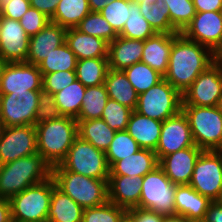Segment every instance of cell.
Returning <instances> with one entry per match:
<instances>
[{"label":"cell","instance_id":"cell-49","mask_svg":"<svg viewBox=\"0 0 222 222\" xmlns=\"http://www.w3.org/2000/svg\"><path fill=\"white\" fill-rule=\"evenodd\" d=\"M30 6L52 18L60 0H29Z\"/></svg>","mask_w":222,"mask_h":222},{"label":"cell","instance_id":"cell-51","mask_svg":"<svg viewBox=\"0 0 222 222\" xmlns=\"http://www.w3.org/2000/svg\"><path fill=\"white\" fill-rule=\"evenodd\" d=\"M203 222H222V204L212 201L208 206Z\"/></svg>","mask_w":222,"mask_h":222},{"label":"cell","instance_id":"cell-43","mask_svg":"<svg viewBox=\"0 0 222 222\" xmlns=\"http://www.w3.org/2000/svg\"><path fill=\"white\" fill-rule=\"evenodd\" d=\"M126 212V209L107 201L97 207L85 208L82 222H119Z\"/></svg>","mask_w":222,"mask_h":222},{"label":"cell","instance_id":"cell-58","mask_svg":"<svg viewBox=\"0 0 222 222\" xmlns=\"http://www.w3.org/2000/svg\"><path fill=\"white\" fill-rule=\"evenodd\" d=\"M5 128H6L5 124H4L3 121L0 119V140H1V137L3 136V133H4Z\"/></svg>","mask_w":222,"mask_h":222},{"label":"cell","instance_id":"cell-39","mask_svg":"<svg viewBox=\"0 0 222 222\" xmlns=\"http://www.w3.org/2000/svg\"><path fill=\"white\" fill-rule=\"evenodd\" d=\"M140 149L136 140L125 131H117L114 139L106 150V160L109 168L116 162L125 157L136 153Z\"/></svg>","mask_w":222,"mask_h":222},{"label":"cell","instance_id":"cell-27","mask_svg":"<svg viewBox=\"0 0 222 222\" xmlns=\"http://www.w3.org/2000/svg\"><path fill=\"white\" fill-rule=\"evenodd\" d=\"M109 99L135 110L138 93L122 70L109 69L104 81Z\"/></svg>","mask_w":222,"mask_h":222},{"label":"cell","instance_id":"cell-60","mask_svg":"<svg viewBox=\"0 0 222 222\" xmlns=\"http://www.w3.org/2000/svg\"><path fill=\"white\" fill-rule=\"evenodd\" d=\"M184 222H203V220H196V219H187V218H184Z\"/></svg>","mask_w":222,"mask_h":222},{"label":"cell","instance_id":"cell-53","mask_svg":"<svg viewBox=\"0 0 222 222\" xmlns=\"http://www.w3.org/2000/svg\"><path fill=\"white\" fill-rule=\"evenodd\" d=\"M111 1L114 0H88L91 12H99Z\"/></svg>","mask_w":222,"mask_h":222},{"label":"cell","instance_id":"cell-13","mask_svg":"<svg viewBox=\"0 0 222 222\" xmlns=\"http://www.w3.org/2000/svg\"><path fill=\"white\" fill-rule=\"evenodd\" d=\"M37 152L36 126H7L0 140V165Z\"/></svg>","mask_w":222,"mask_h":222},{"label":"cell","instance_id":"cell-3","mask_svg":"<svg viewBox=\"0 0 222 222\" xmlns=\"http://www.w3.org/2000/svg\"><path fill=\"white\" fill-rule=\"evenodd\" d=\"M52 167L39 153L0 165V198L10 199L51 177Z\"/></svg>","mask_w":222,"mask_h":222},{"label":"cell","instance_id":"cell-9","mask_svg":"<svg viewBox=\"0 0 222 222\" xmlns=\"http://www.w3.org/2000/svg\"><path fill=\"white\" fill-rule=\"evenodd\" d=\"M176 185L157 166L142 178L139 207L150 209L165 216L175 215Z\"/></svg>","mask_w":222,"mask_h":222},{"label":"cell","instance_id":"cell-18","mask_svg":"<svg viewBox=\"0 0 222 222\" xmlns=\"http://www.w3.org/2000/svg\"><path fill=\"white\" fill-rule=\"evenodd\" d=\"M203 150L196 145L170 153L159 160L158 166L175 185H189L196 160Z\"/></svg>","mask_w":222,"mask_h":222},{"label":"cell","instance_id":"cell-34","mask_svg":"<svg viewBox=\"0 0 222 222\" xmlns=\"http://www.w3.org/2000/svg\"><path fill=\"white\" fill-rule=\"evenodd\" d=\"M108 99L104 84L86 87L82 106L76 120L100 119Z\"/></svg>","mask_w":222,"mask_h":222},{"label":"cell","instance_id":"cell-8","mask_svg":"<svg viewBox=\"0 0 222 222\" xmlns=\"http://www.w3.org/2000/svg\"><path fill=\"white\" fill-rule=\"evenodd\" d=\"M182 110V94L164 78L138 95L135 111L149 118L165 121Z\"/></svg>","mask_w":222,"mask_h":222},{"label":"cell","instance_id":"cell-46","mask_svg":"<svg viewBox=\"0 0 222 222\" xmlns=\"http://www.w3.org/2000/svg\"><path fill=\"white\" fill-rule=\"evenodd\" d=\"M50 21V18L30 6L19 20V23L26 34L29 37H32L40 32Z\"/></svg>","mask_w":222,"mask_h":222},{"label":"cell","instance_id":"cell-17","mask_svg":"<svg viewBox=\"0 0 222 222\" xmlns=\"http://www.w3.org/2000/svg\"><path fill=\"white\" fill-rule=\"evenodd\" d=\"M30 37L19 21L0 16V56L7 62H26Z\"/></svg>","mask_w":222,"mask_h":222},{"label":"cell","instance_id":"cell-14","mask_svg":"<svg viewBox=\"0 0 222 222\" xmlns=\"http://www.w3.org/2000/svg\"><path fill=\"white\" fill-rule=\"evenodd\" d=\"M195 145L187 116L181 110L162 122L156 153L158 161L173 152Z\"/></svg>","mask_w":222,"mask_h":222},{"label":"cell","instance_id":"cell-1","mask_svg":"<svg viewBox=\"0 0 222 222\" xmlns=\"http://www.w3.org/2000/svg\"><path fill=\"white\" fill-rule=\"evenodd\" d=\"M214 63V53L207 47L173 33V43L164 79L181 94Z\"/></svg>","mask_w":222,"mask_h":222},{"label":"cell","instance_id":"cell-54","mask_svg":"<svg viewBox=\"0 0 222 222\" xmlns=\"http://www.w3.org/2000/svg\"><path fill=\"white\" fill-rule=\"evenodd\" d=\"M163 222H184V217L177 214L168 215V216H164Z\"/></svg>","mask_w":222,"mask_h":222},{"label":"cell","instance_id":"cell-32","mask_svg":"<svg viewBox=\"0 0 222 222\" xmlns=\"http://www.w3.org/2000/svg\"><path fill=\"white\" fill-rule=\"evenodd\" d=\"M109 70L108 58H91L77 61L75 74L85 87L104 84Z\"/></svg>","mask_w":222,"mask_h":222},{"label":"cell","instance_id":"cell-5","mask_svg":"<svg viewBox=\"0 0 222 222\" xmlns=\"http://www.w3.org/2000/svg\"><path fill=\"white\" fill-rule=\"evenodd\" d=\"M55 186L53 178L50 177L11 197L9 202L12 221L47 222L52 190Z\"/></svg>","mask_w":222,"mask_h":222},{"label":"cell","instance_id":"cell-33","mask_svg":"<svg viewBox=\"0 0 222 222\" xmlns=\"http://www.w3.org/2000/svg\"><path fill=\"white\" fill-rule=\"evenodd\" d=\"M86 87L79 81L75 80L58 93L54 94V100L62 116L77 118L82 106Z\"/></svg>","mask_w":222,"mask_h":222},{"label":"cell","instance_id":"cell-2","mask_svg":"<svg viewBox=\"0 0 222 222\" xmlns=\"http://www.w3.org/2000/svg\"><path fill=\"white\" fill-rule=\"evenodd\" d=\"M35 126L37 152L51 167L59 165L66 158L74 139L78 136L77 120L62 116L42 121Z\"/></svg>","mask_w":222,"mask_h":222},{"label":"cell","instance_id":"cell-55","mask_svg":"<svg viewBox=\"0 0 222 222\" xmlns=\"http://www.w3.org/2000/svg\"><path fill=\"white\" fill-rule=\"evenodd\" d=\"M214 62L222 65V44L214 53Z\"/></svg>","mask_w":222,"mask_h":222},{"label":"cell","instance_id":"cell-36","mask_svg":"<svg viewBox=\"0 0 222 222\" xmlns=\"http://www.w3.org/2000/svg\"><path fill=\"white\" fill-rule=\"evenodd\" d=\"M156 34L148 21L142 16L139 4L130 1V16L126 20L121 37L145 41Z\"/></svg>","mask_w":222,"mask_h":222},{"label":"cell","instance_id":"cell-37","mask_svg":"<svg viewBox=\"0 0 222 222\" xmlns=\"http://www.w3.org/2000/svg\"><path fill=\"white\" fill-rule=\"evenodd\" d=\"M138 94L147 91L163 79V76L143 62H137L123 70Z\"/></svg>","mask_w":222,"mask_h":222},{"label":"cell","instance_id":"cell-16","mask_svg":"<svg viewBox=\"0 0 222 222\" xmlns=\"http://www.w3.org/2000/svg\"><path fill=\"white\" fill-rule=\"evenodd\" d=\"M42 89V74L37 65L8 62L0 78V94Z\"/></svg>","mask_w":222,"mask_h":222},{"label":"cell","instance_id":"cell-7","mask_svg":"<svg viewBox=\"0 0 222 222\" xmlns=\"http://www.w3.org/2000/svg\"><path fill=\"white\" fill-rule=\"evenodd\" d=\"M195 145L202 150L222 151V113L216 108L182 105Z\"/></svg>","mask_w":222,"mask_h":222},{"label":"cell","instance_id":"cell-59","mask_svg":"<svg viewBox=\"0 0 222 222\" xmlns=\"http://www.w3.org/2000/svg\"><path fill=\"white\" fill-rule=\"evenodd\" d=\"M216 108L222 113V96L218 99Z\"/></svg>","mask_w":222,"mask_h":222},{"label":"cell","instance_id":"cell-11","mask_svg":"<svg viewBox=\"0 0 222 222\" xmlns=\"http://www.w3.org/2000/svg\"><path fill=\"white\" fill-rule=\"evenodd\" d=\"M39 91L0 94V119L6 127L35 125Z\"/></svg>","mask_w":222,"mask_h":222},{"label":"cell","instance_id":"cell-15","mask_svg":"<svg viewBox=\"0 0 222 222\" xmlns=\"http://www.w3.org/2000/svg\"><path fill=\"white\" fill-rule=\"evenodd\" d=\"M181 33L215 53L222 44V11L196 12Z\"/></svg>","mask_w":222,"mask_h":222},{"label":"cell","instance_id":"cell-12","mask_svg":"<svg viewBox=\"0 0 222 222\" xmlns=\"http://www.w3.org/2000/svg\"><path fill=\"white\" fill-rule=\"evenodd\" d=\"M222 96V65L214 62L182 94V105L216 106Z\"/></svg>","mask_w":222,"mask_h":222},{"label":"cell","instance_id":"cell-35","mask_svg":"<svg viewBox=\"0 0 222 222\" xmlns=\"http://www.w3.org/2000/svg\"><path fill=\"white\" fill-rule=\"evenodd\" d=\"M77 57L65 42L52 52L38 65L42 75L56 71H75Z\"/></svg>","mask_w":222,"mask_h":222},{"label":"cell","instance_id":"cell-44","mask_svg":"<svg viewBox=\"0 0 222 222\" xmlns=\"http://www.w3.org/2000/svg\"><path fill=\"white\" fill-rule=\"evenodd\" d=\"M62 117L59 107L56 105L54 95L41 89L39 91L38 108L35 115V125L46 120Z\"/></svg>","mask_w":222,"mask_h":222},{"label":"cell","instance_id":"cell-61","mask_svg":"<svg viewBox=\"0 0 222 222\" xmlns=\"http://www.w3.org/2000/svg\"><path fill=\"white\" fill-rule=\"evenodd\" d=\"M218 202H220L222 204V193L220 195V198L218 199Z\"/></svg>","mask_w":222,"mask_h":222},{"label":"cell","instance_id":"cell-56","mask_svg":"<svg viewBox=\"0 0 222 222\" xmlns=\"http://www.w3.org/2000/svg\"><path fill=\"white\" fill-rule=\"evenodd\" d=\"M119 222H134L133 218L126 212Z\"/></svg>","mask_w":222,"mask_h":222},{"label":"cell","instance_id":"cell-41","mask_svg":"<svg viewBox=\"0 0 222 222\" xmlns=\"http://www.w3.org/2000/svg\"><path fill=\"white\" fill-rule=\"evenodd\" d=\"M133 110L118 103L115 100L108 99L103 110L101 119L114 131H125Z\"/></svg>","mask_w":222,"mask_h":222},{"label":"cell","instance_id":"cell-38","mask_svg":"<svg viewBox=\"0 0 222 222\" xmlns=\"http://www.w3.org/2000/svg\"><path fill=\"white\" fill-rule=\"evenodd\" d=\"M79 31L103 39L108 44L114 41L118 35L100 14V12H90L76 27Z\"/></svg>","mask_w":222,"mask_h":222},{"label":"cell","instance_id":"cell-19","mask_svg":"<svg viewBox=\"0 0 222 222\" xmlns=\"http://www.w3.org/2000/svg\"><path fill=\"white\" fill-rule=\"evenodd\" d=\"M66 31V28L50 21L40 32L30 37L26 62L38 66L53 49L65 43Z\"/></svg>","mask_w":222,"mask_h":222},{"label":"cell","instance_id":"cell-40","mask_svg":"<svg viewBox=\"0 0 222 222\" xmlns=\"http://www.w3.org/2000/svg\"><path fill=\"white\" fill-rule=\"evenodd\" d=\"M169 9L171 25L181 33L196 15L195 6L191 0H164Z\"/></svg>","mask_w":222,"mask_h":222},{"label":"cell","instance_id":"cell-26","mask_svg":"<svg viewBox=\"0 0 222 222\" xmlns=\"http://www.w3.org/2000/svg\"><path fill=\"white\" fill-rule=\"evenodd\" d=\"M78 60L91 58H108V43L101 38L91 36L69 28L66 31V41Z\"/></svg>","mask_w":222,"mask_h":222},{"label":"cell","instance_id":"cell-22","mask_svg":"<svg viewBox=\"0 0 222 222\" xmlns=\"http://www.w3.org/2000/svg\"><path fill=\"white\" fill-rule=\"evenodd\" d=\"M173 43V33H156L144 41L141 62L149 65L163 77L168 69V61Z\"/></svg>","mask_w":222,"mask_h":222},{"label":"cell","instance_id":"cell-4","mask_svg":"<svg viewBox=\"0 0 222 222\" xmlns=\"http://www.w3.org/2000/svg\"><path fill=\"white\" fill-rule=\"evenodd\" d=\"M56 187L70 196L83 209L108 201V180L90 178L71 171H51Z\"/></svg>","mask_w":222,"mask_h":222},{"label":"cell","instance_id":"cell-62","mask_svg":"<svg viewBox=\"0 0 222 222\" xmlns=\"http://www.w3.org/2000/svg\"><path fill=\"white\" fill-rule=\"evenodd\" d=\"M130 1H134V2H137V3L142 2V0H130Z\"/></svg>","mask_w":222,"mask_h":222},{"label":"cell","instance_id":"cell-6","mask_svg":"<svg viewBox=\"0 0 222 222\" xmlns=\"http://www.w3.org/2000/svg\"><path fill=\"white\" fill-rule=\"evenodd\" d=\"M51 171H71L90 178L109 179V166L104 151L77 136L66 158Z\"/></svg>","mask_w":222,"mask_h":222},{"label":"cell","instance_id":"cell-45","mask_svg":"<svg viewBox=\"0 0 222 222\" xmlns=\"http://www.w3.org/2000/svg\"><path fill=\"white\" fill-rule=\"evenodd\" d=\"M77 79L75 71H56L42 75V89L55 94Z\"/></svg>","mask_w":222,"mask_h":222},{"label":"cell","instance_id":"cell-20","mask_svg":"<svg viewBox=\"0 0 222 222\" xmlns=\"http://www.w3.org/2000/svg\"><path fill=\"white\" fill-rule=\"evenodd\" d=\"M142 178L109 175L108 201L126 210L139 207Z\"/></svg>","mask_w":222,"mask_h":222},{"label":"cell","instance_id":"cell-24","mask_svg":"<svg viewBox=\"0 0 222 222\" xmlns=\"http://www.w3.org/2000/svg\"><path fill=\"white\" fill-rule=\"evenodd\" d=\"M159 164L156 153L150 149L140 148L136 153L116 161L109 168V175H127L143 178Z\"/></svg>","mask_w":222,"mask_h":222},{"label":"cell","instance_id":"cell-57","mask_svg":"<svg viewBox=\"0 0 222 222\" xmlns=\"http://www.w3.org/2000/svg\"><path fill=\"white\" fill-rule=\"evenodd\" d=\"M7 61H5L1 56H0V78L3 74L4 68L7 65Z\"/></svg>","mask_w":222,"mask_h":222},{"label":"cell","instance_id":"cell-23","mask_svg":"<svg viewBox=\"0 0 222 222\" xmlns=\"http://www.w3.org/2000/svg\"><path fill=\"white\" fill-rule=\"evenodd\" d=\"M162 121L154 120L133 110L126 131L142 149L155 151L159 143Z\"/></svg>","mask_w":222,"mask_h":222},{"label":"cell","instance_id":"cell-10","mask_svg":"<svg viewBox=\"0 0 222 222\" xmlns=\"http://www.w3.org/2000/svg\"><path fill=\"white\" fill-rule=\"evenodd\" d=\"M189 185L211 201H218L222 193V151L201 152Z\"/></svg>","mask_w":222,"mask_h":222},{"label":"cell","instance_id":"cell-31","mask_svg":"<svg viewBox=\"0 0 222 222\" xmlns=\"http://www.w3.org/2000/svg\"><path fill=\"white\" fill-rule=\"evenodd\" d=\"M138 4L142 16L156 33H179L171 25L169 9L164 0H142Z\"/></svg>","mask_w":222,"mask_h":222},{"label":"cell","instance_id":"cell-47","mask_svg":"<svg viewBox=\"0 0 222 222\" xmlns=\"http://www.w3.org/2000/svg\"><path fill=\"white\" fill-rule=\"evenodd\" d=\"M29 7V0H0V16L19 21Z\"/></svg>","mask_w":222,"mask_h":222},{"label":"cell","instance_id":"cell-50","mask_svg":"<svg viewBox=\"0 0 222 222\" xmlns=\"http://www.w3.org/2000/svg\"><path fill=\"white\" fill-rule=\"evenodd\" d=\"M196 12L222 11V0H193Z\"/></svg>","mask_w":222,"mask_h":222},{"label":"cell","instance_id":"cell-25","mask_svg":"<svg viewBox=\"0 0 222 222\" xmlns=\"http://www.w3.org/2000/svg\"><path fill=\"white\" fill-rule=\"evenodd\" d=\"M174 202L175 214L187 219L203 220L212 201L190 185H176Z\"/></svg>","mask_w":222,"mask_h":222},{"label":"cell","instance_id":"cell-29","mask_svg":"<svg viewBox=\"0 0 222 222\" xmlns=\"http://www.w3.org/2000/svg\"><path fill=\"white\" fill-rule=\"evenodd\" d=\"M78 136L88 141L97 149L106 152L114 139L116 131L112 130L103 119L77 120Z\"/></svg>","mask_w":222,"mask_h":222},{"label":"cell","instance_id":"cell-52","mask_svg":"<svg viewBox=\"0 0 222 222\" xmlns=\"http://www.w3.org/2000/svg\"><path fill=\"white\" fill-rule=\"evenodd\" d=\"M0 222H12L9 199L0 198Z\"/></svg>","mask_w":222,"mask_h":222},{"label":"cell","instance_id":"cell-28","mask_svg":"<svg viewBox=\"0 0 222 222\" xmlns=\"http://www.w3.org/2000/svg\"><path fill=\"white\" fill-rule=\"evenodd\" d=\"M83 208L56 186L52 190L47 222H82Z\"/></svg>","mask_w":222,"mask_h":222},{"label":"cell","instance_id":"cell-48","mask_svg":"<svg viewBox=\"0 0 222 222\" xmlns=\"http://www.w3.org/2000/svg\"><path fill=\"white\" fill-rule=\"evenodd\" d=\"M127 213L133 218L134 222H163V214L141 207H134L127 210Z\"/></svg>","mask_w":222,"mask_h":222},{"label":"cell","instance_id":"cell-42","mask_svg":"<svg viewBox=\"0 0 222 222\" xmlns=\"http://www.w3.org/2000/svg\"><path fill=\"white\" fill-rule=\"evenodd\" d=\"M99 12L119 35L130 16V0L111 1Z\"/></svg>","mask_w":222,"mask_h":222},{"label":"cell","instance_id":"cell-30","mask_svg":"<svg viewBox=\"0 0 222 222\" xmlns=\"http://www.w3.org/2000/svg\"><path fill=\"white\" fill-rule=\"evenodd\" d=\"M90 12L88 0H60L50 20L66 29L76 28Z\"/></svg>","mask_w":222,"mask_h":222},{"label":"cell","instance_id":"cell-21","mask_svg":"<svg viewBox=\"0 0 222 222\" xmlns=\"http://www.w3.org/2000/svg\"><path fill=\"white\" fill-rule=\"evenodd\" d=\"M144 41L118 37L108 44L109 69L124 70L141 62Z\"/></svg>","mask_w":222,"mask_h":222}]
</instances>
